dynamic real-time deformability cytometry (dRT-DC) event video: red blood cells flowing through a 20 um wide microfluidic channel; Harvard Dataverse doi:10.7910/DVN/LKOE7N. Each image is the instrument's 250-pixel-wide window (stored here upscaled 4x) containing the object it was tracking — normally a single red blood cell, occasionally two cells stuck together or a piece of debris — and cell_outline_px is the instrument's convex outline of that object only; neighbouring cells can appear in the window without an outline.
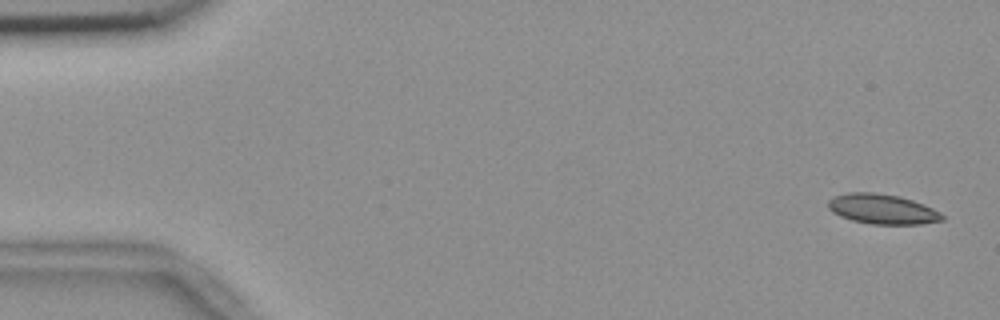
{"species": "common noctule bat (a hibernating species)", "species_latin": "Nyctalus noctula", "temperature_condition": "room temperature", "stored_images_in_passage": 6, "segment_of_instrument_passage": [1, 2], "camera_frame_rate_fps": 3000, "um_per_image_px": 0.085, "animal": {"sex": "female", "body_mass_g": 18.4}, "frame": {"image": 1, "passage_image": 1, "time_ms": 0.0, "image_size_px": [1000, 320], "cell_outline_px": [[944, 220], [920, 224], [872, 224], [852, 220], [840, 216], [832, 212], [828, 208], [828, 200], [832, 196], [848, 192], [872, 192], [900, 196], [912, 200], [932, 208], [940, 212], [944, 216]], "centroid_in_image_um": [74.97, 17.76], "position_along_channel_um": 10.0, "area_um2": 19.94}}